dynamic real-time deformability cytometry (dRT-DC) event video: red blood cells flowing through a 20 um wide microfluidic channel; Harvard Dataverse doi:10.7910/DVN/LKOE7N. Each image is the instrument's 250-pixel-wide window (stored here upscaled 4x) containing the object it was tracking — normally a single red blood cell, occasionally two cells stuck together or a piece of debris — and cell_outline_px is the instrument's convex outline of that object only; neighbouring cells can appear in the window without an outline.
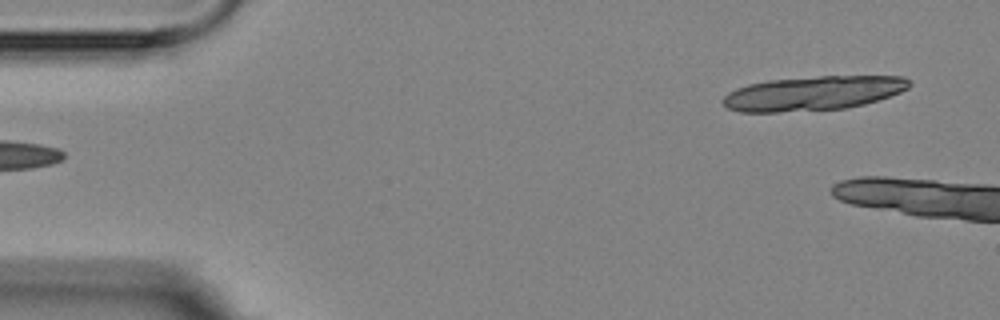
{"species": "Egyptian fruit bat (a non-hibernating species)", "species_latin": "Rousettus aegyptiacus", "temperature_condition": "room temperature", "stored_images_in_passage": 5, "segment_of_instrument_passage": [2, 2], "camera_frame_rate_fps": 3000, "um_per_image_px": 0.085, "animal": {"sex": "female"}, "frame": {"image": 1, "passage_image": 5, "time_ms": 4.667, "image_size_px": [1000, 320], "cell_outline_px": [[912, 84], [908, 88], [900, 92], [864, 104], [844, 108], [776, 112], [740, 112], [728, 108], [720, 100], [728, 92], [736, 88], [748, 84], [768, 80], [820, 76], [904, 76], [912, 80]], "centroid_in_image_um": [69.11, 7.91], "position_along_channel_um": 15.9, "area_um2": 37.22}}